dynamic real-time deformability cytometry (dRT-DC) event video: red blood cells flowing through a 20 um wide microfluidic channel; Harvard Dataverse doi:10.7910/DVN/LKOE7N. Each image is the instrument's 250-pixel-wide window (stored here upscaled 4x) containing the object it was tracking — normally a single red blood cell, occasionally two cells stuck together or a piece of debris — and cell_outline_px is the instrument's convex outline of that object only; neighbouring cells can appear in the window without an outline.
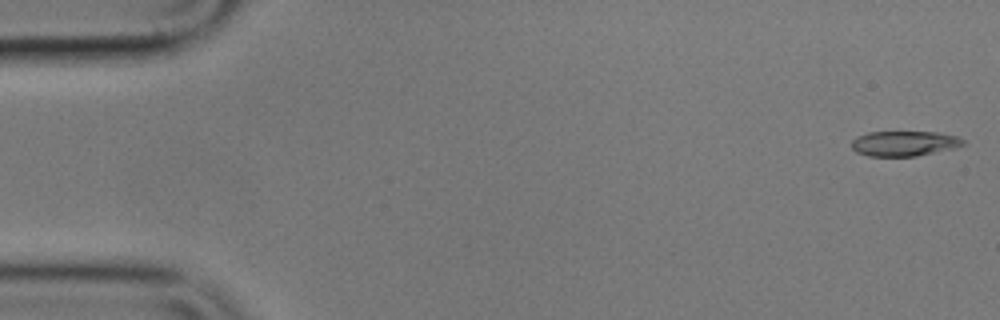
{"species": "common noctule bat (a hibernating species)", "species_latin": "Nyctalus noctula", "temperature_condition": "cold", "stored_images_in_passage": 55, "camera_frame_rate_fps": 3000, "um_per_image_px": 0.085, "animal": {"sex": "male", "body_mass_g": 17.9}, "frame": {"image": 1, "passage_image": 1, "time_ms": 0.0, "image_size_px": [1000, 320], "cell_outline_px": [[964, 144], [952, 148], [916, 156], [868, 156], [856, 152], [852, 148], [852, 140], [856, 136], [868, 132], [936, 132], [956, 136], [964, 140]], "centroid_in_image_um": [76.8, 12.19], "position_along_channel_um": 8.2, "area_um2": 16.18}}
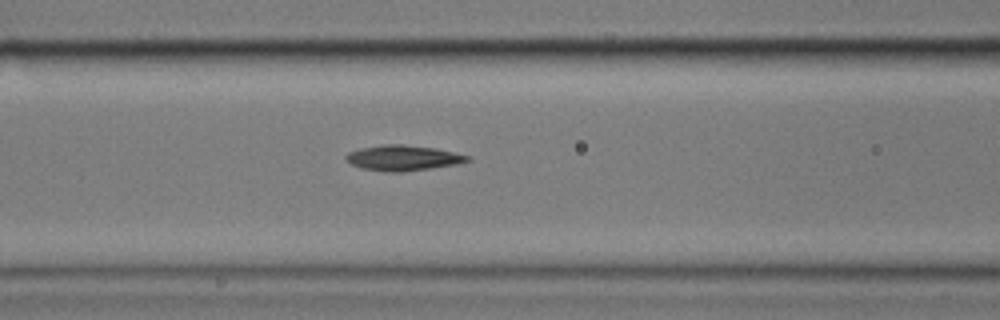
{"frame": {"image": 2, "passage_image": 22, "time_ms": 7.0, "image_size_px": [1000, 320], "cell_outline_px": [[472, 160], [456, 164], [404, 172], [388, 172], [360, 168], [344, 160], [344, 156], [348, 152], [360, 148], [384, 144], [404, 144], [436, 148], [472, 156]], "centroid_in_image_um": [34.25, 13.42], "position_along_channel_um": 132.4, "area_um2": 18.21}}
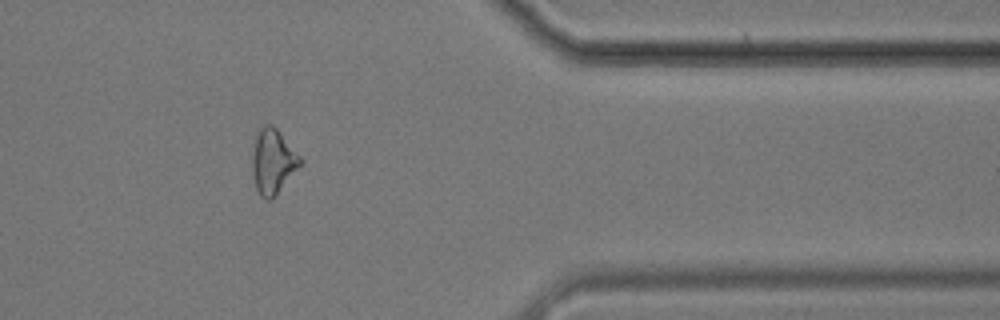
{"frame": {"image": 3, "passage_image": 45, "time_ms": 14.667, "image_size_px": [1000, 320], "cell_outline_px": [[304, 164], [268, 200], [264, 200], [260, 196], [256, 188], [252, 172], [252, 156], [256, 128], [264, 124], [272, 124], [276, 128], [304, 160]], "centroid_in_image_um": [23.19, 13.67], "position_along_channel_um": 388.2, "area_um2": 18.26}, "authors_computed_cell_mechanics": {"area_um2": 17.629, "velocity_mm_per_s": 3.6019, "shape_relaxation_time_tau1_ms": 8.1653, "shape_relaxation_time_tau2_ms": 8.0091, "deformation_change_tau1": 0.183, "deformation_change_tau2": 0.2052}}